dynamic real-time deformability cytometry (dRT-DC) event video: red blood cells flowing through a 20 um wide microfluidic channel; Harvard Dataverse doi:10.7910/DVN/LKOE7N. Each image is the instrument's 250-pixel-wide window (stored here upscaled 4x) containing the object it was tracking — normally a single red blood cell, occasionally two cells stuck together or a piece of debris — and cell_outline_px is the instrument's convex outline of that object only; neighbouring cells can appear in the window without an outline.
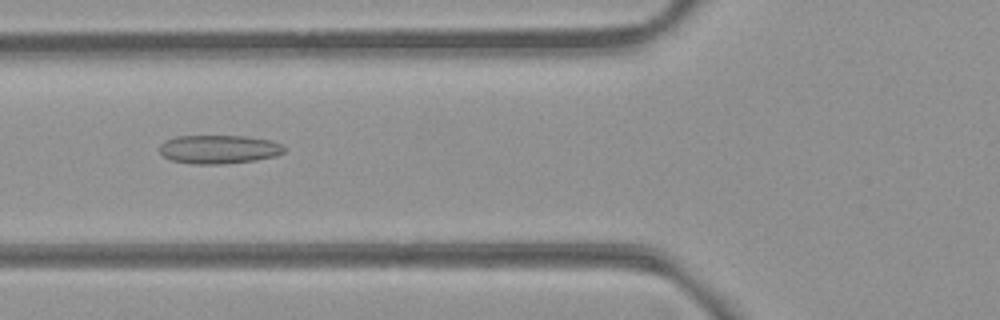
{"species": "common noctule bat (a hibernating species)", "species_latin": "Nyctalus noctula", "temperature_condition": "room temperature", "stored_images_in_passage": 54, "camera_frame_rate_fps": 3000, "um_per_image_px": 0.085, "animal": {"sex": "female", "body_mass_g": 21.9}, "frame": {"image": 1, "passage_image": 21, "time_ms": 6.667, "image_size_px": [1000, 320], "cell_outline_px": [[284, 152], [276, 156], [256, 160], [220, 164], [192, 164], [172, 160], [164, 156], [160, 152], [160, 144], [164, 140], [176, 136], [244, 136], [272, 140], [280, 144], [284, 148]], "centroid_in_image_um": [18.59, 12.69], "position_along_channel_um": 107.2, "area_um2": 20.81}}
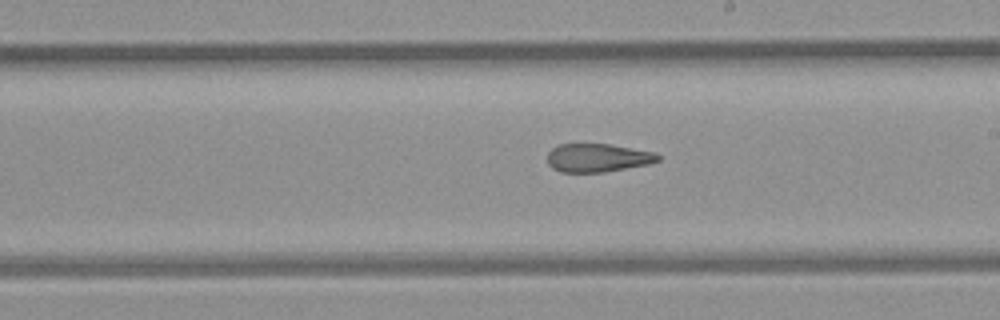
{"frame": {"image": 2, "passage_image": 31, "time_ms": 10.0, "image_size_px": [1000, 320], "cell_outline_px": [[660, 160], [648, 164], [604, 172], [560, 172], [552, 168], [548, 164], [548, 152], [552, 148], [560, 144], [608, 144], [656, 152], [660, 156]], "centroid_in_image_um": [50.8, 13.41], "position_along_channel_um": 238.2, "area_um2": 18.26}}
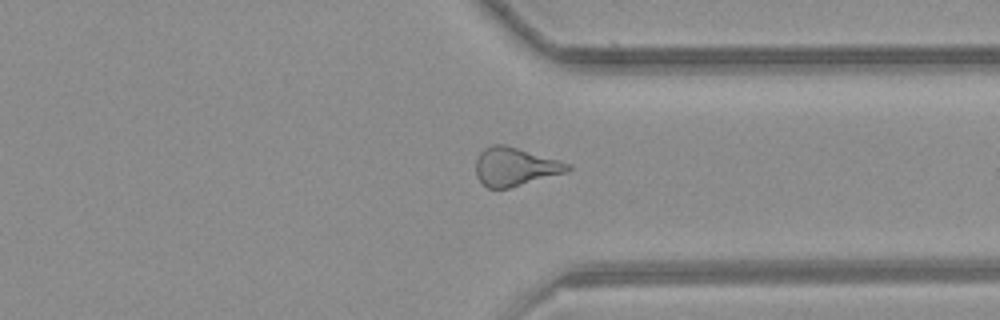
{"frame": {"image": 3, "passage_image": 41, "time_ms": 13.333, "image_size_px": [1000, 320], "cell_outline_px": [[572, 168], [568, 172], [508, 188], [488, 188], [476, 176], [476, 160], [480, 152], [484, 148], [492, 144], [504, 144], [572, 164]], "centroid_in_image_um": [43.79, 14.16], "position_along_channel_um": 367.6, "area_um2": 20.46}, "authors_computed_cell_mechanics": {"area_um2": 21.2126, "velocity_mm_per_s": 3.9073, "shape_relaxation_time_tau1_ms": null, "shape_relaxation_time_tau2_ms": 2.5227, "deformation_change_tau1": null, "deformation_change_tau2": 0.109}}